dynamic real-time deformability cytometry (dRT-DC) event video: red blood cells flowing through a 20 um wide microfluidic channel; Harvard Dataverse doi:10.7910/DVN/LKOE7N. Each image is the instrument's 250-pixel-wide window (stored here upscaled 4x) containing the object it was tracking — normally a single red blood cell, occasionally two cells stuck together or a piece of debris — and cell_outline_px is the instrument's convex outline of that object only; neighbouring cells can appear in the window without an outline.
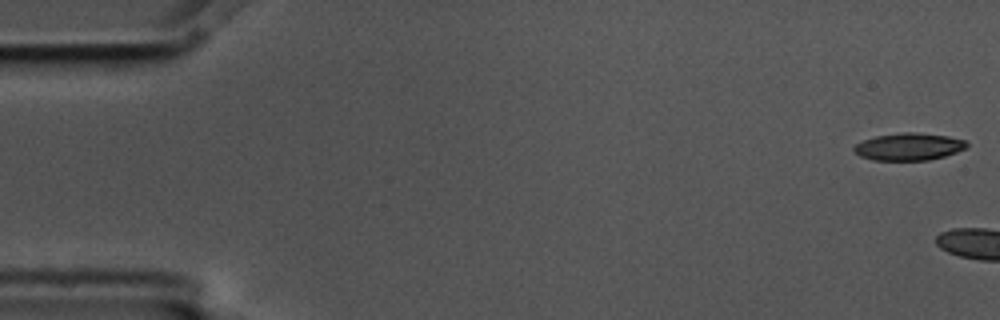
{"species": "common noctule bat (a hibernating species)", "species_latin": "Nyctalus noctula", "temperature_condition": "cold", "stored_images_in_passage": 6, "camera_frame_rate_fps": 3000, "um_per_image_px": 0.085, "animal": {"sex": "male", "body_mass_g": 17.5, "forearm_length_mm": 52.3}, "frame": {"image": 1, "passage_image": 1, "time_ms": 0.0, "image_size_px": [1000, 320], "cell_outline_px": [[968, 148], [944, 156], [928, 160], [872, 160], [860, 156], [852, 152], [852, 148], [856, 144], [864, 140], [876, 136], [904, 132], [916, 132], [948, 136], [964, 140], [968, 144]], "centroid_in_image_um": [77.23, 12.47], "position_along_channel_um": 7.8, "area_um2": 17.98}}
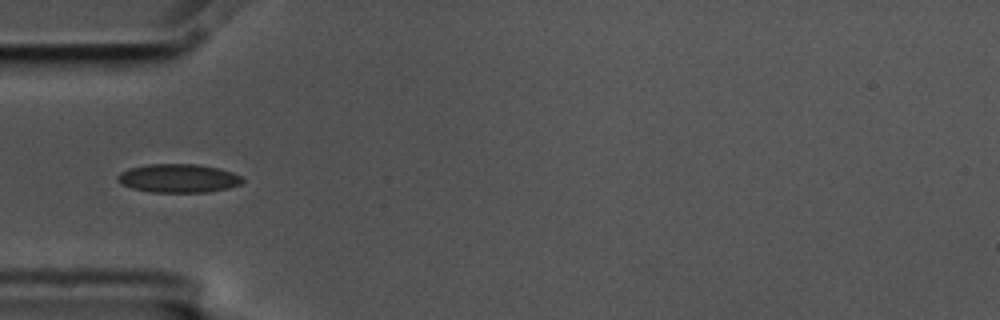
{"frame": {"image": 2, "passage_image": 6, "time_ms": 1.667, "image_size_px": [1000, 320], "cell_outline_px": [[244, 180], [240, 184], [228, 188], [208, 192], [152, 192], [132, 188], [120, 184], [116, 180], [116, 176], [120, 172], [128, 168], [148, 164], [196, 164], [220, 168], [244, 176]], "centroid_in_image_um": [15.16, 15.15], "position_along_channel_um": 69.8, "area_um2": 21.04}}